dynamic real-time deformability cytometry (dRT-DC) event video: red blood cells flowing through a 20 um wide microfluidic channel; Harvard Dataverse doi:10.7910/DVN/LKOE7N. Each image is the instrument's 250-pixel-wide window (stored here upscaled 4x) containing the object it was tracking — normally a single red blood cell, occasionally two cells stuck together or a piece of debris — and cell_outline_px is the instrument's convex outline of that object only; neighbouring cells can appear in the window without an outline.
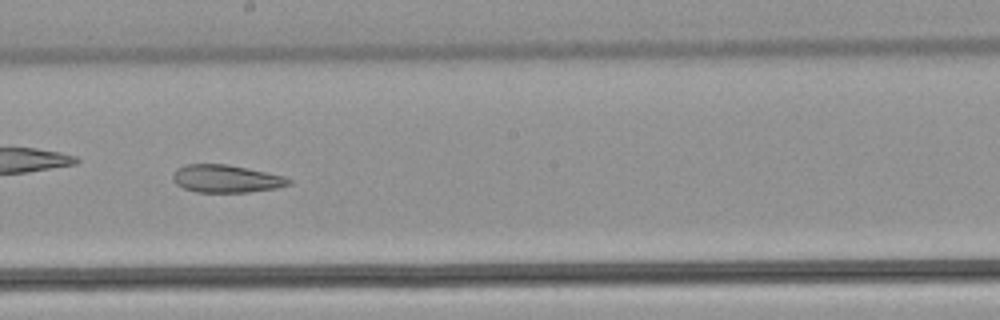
{"species": "common noctule bat (a hibernating species)", "species_latin": "Nyctalus noctula", "temperature_condition": "warm", "stored_images_in_passage": 53, "camera_frame_rate_fps": 3000, "um_per_image_px": 0.085, "animal": {"sex": "male", "body_mass_g": 21.5, "forearm_length_mm": 52.0}, "frame": {"image": 1, "passage_image": 31, "time_ms": 10.0, "image_size_px": [1000, 320], "cell_outline_px": [[292, 184], [276, 188], [248, 192], [196, 192], [184, 188], [176, 184], [172, 180], [172, 176], [176, 168], [184, 164], [228, 164], [284, 176], [292, 180]], "centroid_in_image_um": [19.2, 15.19], "position_along_channel_um": 229.0, "area_um2": 18.79}}